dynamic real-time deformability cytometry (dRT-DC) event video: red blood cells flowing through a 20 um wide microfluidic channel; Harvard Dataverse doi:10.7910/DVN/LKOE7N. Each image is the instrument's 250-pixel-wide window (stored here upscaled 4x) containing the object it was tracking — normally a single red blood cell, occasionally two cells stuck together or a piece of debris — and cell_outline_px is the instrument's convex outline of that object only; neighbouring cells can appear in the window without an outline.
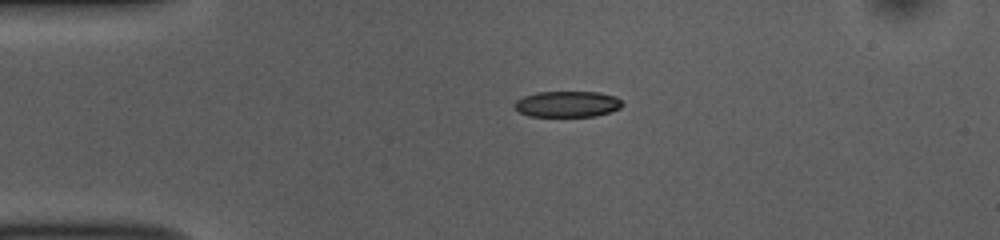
{"species": "common noctule bat (a hibernating species)", "species_latin": "Nyctalus noctula", "temperature_condition": "room temperature", "stored_images_in_passage": 42, "camera_frame_rate_fps": 3000, "um_per_image_px": 0.085, "animal": {"sex": "female", "body_mass_g": 10.0, "forearm_length_mm": 53.1}, "frame": {"image": 1, "passage_image": 1, "time_ms": 0.0, "image_size_px": [1000, 240], "cell_outline_px": [[624, 104], [620, 108], [596, 116], [528, 116], [520, 112], [516, 108], [516, 100], [524, 96], [536, 92], [600, 92], [616, 96]], "centroid_in_image_um": [48.25, 8.84], "position_along_channel_um": 36.7, "area_um2": 16.24}}
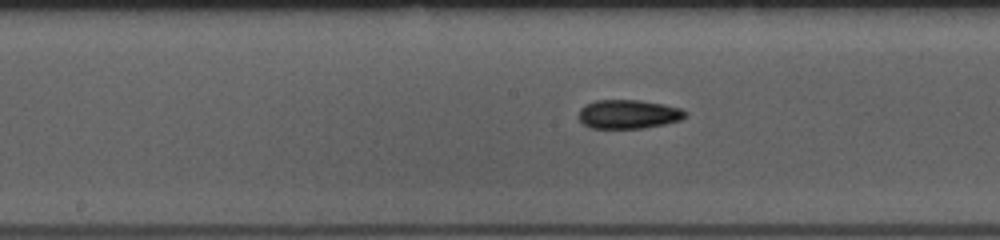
{"frame": {"image": 2, "passage_image": 16, "time_ms": 5.0, "image_size_px": [1000, 240], "cell_outline_px": [[688, 112], [680, 120], [664, 124], [644, 128], [592, 128], [584, 124], [580, 120], [580, 108], [596, 100], [640, 100], [664, 104], [680, 108]], "centroid_in_image_um": [53.43, 9.7], "position_along_channel_um": 194.8, "area_um2": 17.8}}
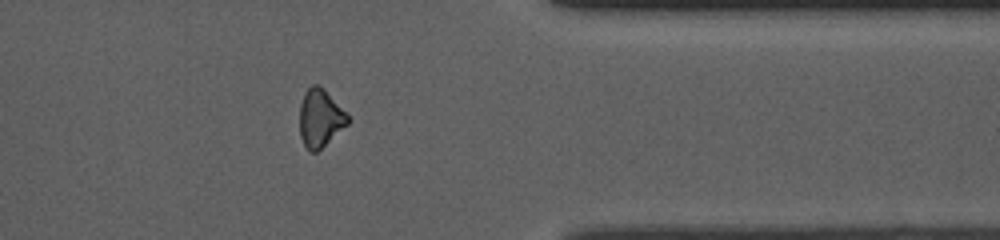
{"frame": {"image": 3, "passage_image": 32, "time_ms": 10.333, "image_size_px": [1000, 240], "cell_outline_px": [[348, 124], [316, 152], [312, 152], [304, 144], [300, 136], [300, 104], [304, 92], [312, 84], [320, 84], [348, 112]], "centroid_in_image_um": [27.23, 9.98], "position_along_channel_um": 384.2, "area_um2": 16.3}, "authors_computed_cell_mechanics": {"area_um2": 17.4845, "velocity_mm_per_s": 3.7933, "shape_relaxation_time_tau1_ms": 3.4728, "shape_relaxation_time_tau2_ms": 3.541, "deformation_change_tau1": 0.1187, "deformation_change_tau2": 0.1069}}